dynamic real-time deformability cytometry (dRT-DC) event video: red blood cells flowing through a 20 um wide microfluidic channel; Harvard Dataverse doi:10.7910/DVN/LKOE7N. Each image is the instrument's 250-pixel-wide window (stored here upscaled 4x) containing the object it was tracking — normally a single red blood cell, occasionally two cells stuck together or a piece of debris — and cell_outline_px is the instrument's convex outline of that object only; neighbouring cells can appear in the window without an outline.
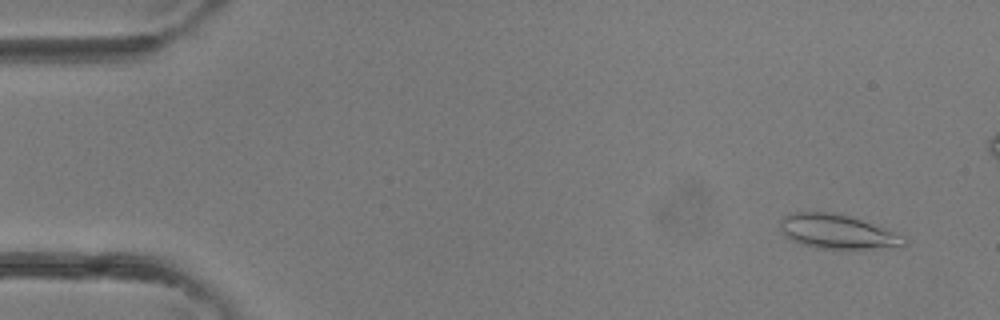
{"species": "common noctule bat (a hibernating species)", "species_latin": "Nyctalus noctula", "temperature_condition": "room temperature", "stored_images_in_passage": 4, "camera_frame_rate_fps": 3000, "um_per_image_px": 0.085, "animal": {"sex": "female"}, "frame": {"image": 1, "passage_image": 1, "time_ms": 0.0, "image_size_px": [1000, 320], "cell_outline_px": [[908, 244], [872, 248], [816, 248], [792, 240], [784, 236], [780, 228], [780, 220], [788, 212], [832, 212], [848, 216], [860, 220], [904, 236], [908, 240]], "centroid_in_image_um": [71.09, 19.67], "position_along_channel_um": 13.9, "area_um2": 24.22}}